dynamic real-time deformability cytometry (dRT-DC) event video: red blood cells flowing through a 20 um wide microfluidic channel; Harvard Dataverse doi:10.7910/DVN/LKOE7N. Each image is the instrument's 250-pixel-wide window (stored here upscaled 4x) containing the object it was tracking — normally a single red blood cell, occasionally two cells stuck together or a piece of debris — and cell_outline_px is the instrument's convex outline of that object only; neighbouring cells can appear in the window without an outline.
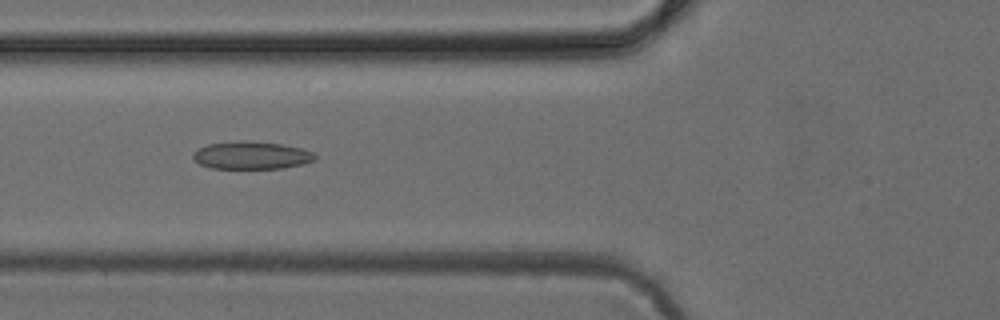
{"species": "common noctule bat (a hibernating species)", "species_latin": "Nyctalus noctula", "temperature_condition": "cold", "stored_images_in_passage": 48, "camera_frame_rate_fps": 3000, "um_per_image_px": 0.085, "animal": {"sex": "female", "body_mass_g": 24.6, "forearm_length_mm": 56.2}, "frame": {"image": 1, "passage_image": 18, "time_ms": 5.667, "image_size_px": [1000, 320], "cell_outline_px": [[316, 160], [304, 164], [284, 168], [212, 168], [200, 164], [192, 156], [192, 152], [208, 144], [240, 140], [248, 140], [280, 144], [300, 148], [312, 152], [316, 156]], "centroid_in_image_um": [21.38, 13.2], "position_along_channel_um": 104.4, "area_um2": 19.65}}
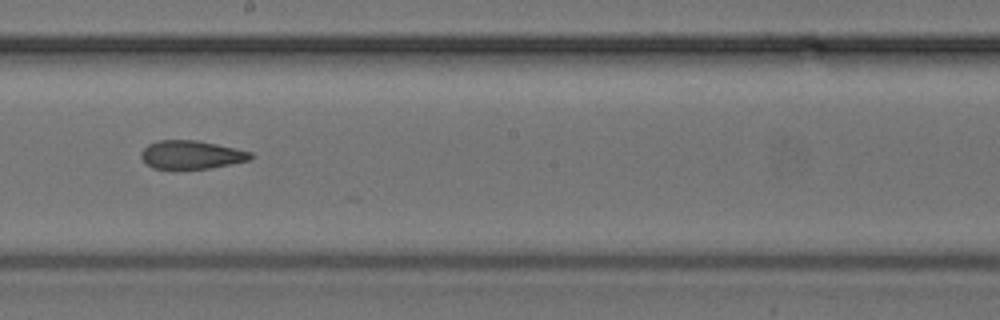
{"frame": {"image": 2, "passage_image": 27, "time_ms": 8.667, "image_size_px": [1000, 320], "cell_outline_px": [[252, 156], [248, 160], [232, 164], [208, 168], [152, 168], [140, 156], [140, 152], [148, 144], [156, 140], [196, 140], [236, 148], [252, 152]], "centroid_in_image_um": [16.25, 13.14], "position_along_channel_um": 232.0, "area_um2": 17.92}}
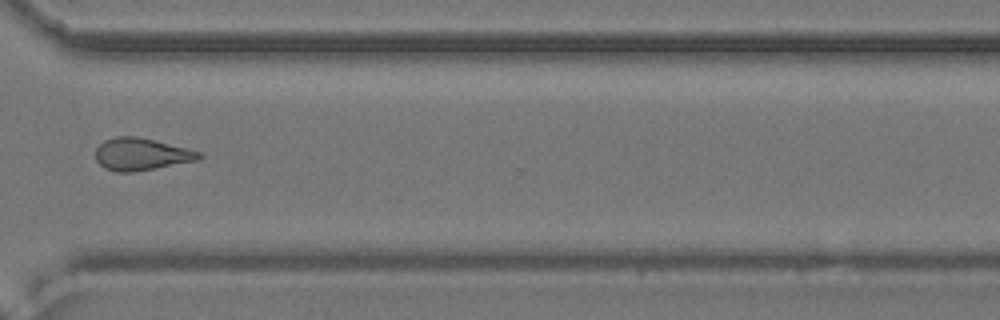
{"frame": {"image": 3, "passage_image": 36, "time_ms": 11.667, "image_size_px": [1000, 320], "cell_outline_px": [[204, 156], [196, 160], [156, 168], [132, 172], [116, 172], [104, 168], [96, 160], [96, 148], [104, 140], [116, 136], [136, 136], [188, 148], [200, 152]], "centroid_in_image_um": [11.99, 13.1], "position_along_channel_um": 358.6, "area_um2": 19.36}}